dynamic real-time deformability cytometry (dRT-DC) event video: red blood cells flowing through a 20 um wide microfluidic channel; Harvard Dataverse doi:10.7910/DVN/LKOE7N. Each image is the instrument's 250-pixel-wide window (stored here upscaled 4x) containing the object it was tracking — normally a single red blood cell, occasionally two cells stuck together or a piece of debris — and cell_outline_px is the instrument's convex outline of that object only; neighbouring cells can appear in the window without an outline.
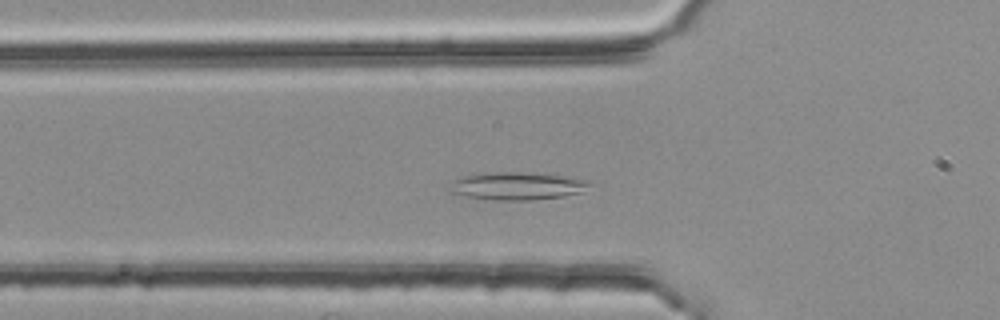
{"species": "common noctule bat (a hibernating species)", "species_latin": "Nyctalus noctula", "temperature_condition": "room temperature", "stored_images_in_passage": 40, "camera_frame_rate_fps": 3000, "um_per_image_px": 0.085, "animal": {"sex": "female", "body_mass_g": 25.1}, "frame": {"image": 1, "passage_image": 11, "time_ms": 3.333, "image_size_px": [1000, 320], "cell_outline_px": [[596, 184], [580, 192], [564, 196], [532, 200], [496, 200], [468, 196], [448, 192], [448, 188], [456, 180], [468, 176], [484, 172], [520, 172], [560, 176], [596, 180]], "centroid_in_image_um": [44.06, 15.81], "position_along_channel_um": 81.7, "area_um2": 22.54}}
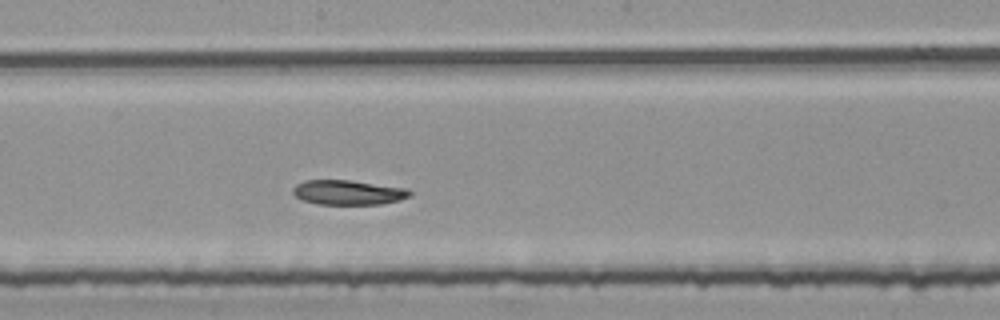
{"frame": {"image": 2, "passage_image": 22, "time_ms": 7.0, "image_size_px": [1000, 320], "cell_outline_px": [[412, 196], [400, 200], [380, 204], [316, 204], [304, 200], [296, 196], [292, 192], [292, 188], [296, 184], [304, 180], [348, 180], [408, 188], [412, 192]], "centroid_in_image_um": [29.61, 16.35], "position_along_channel_um": 218.6, "area_um2": 16.88}}
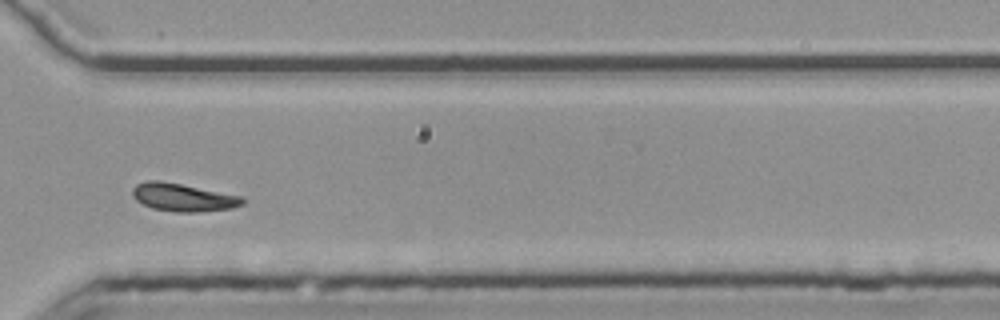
{"frame": {"image": 3, "passage_image": 33, "time_ms": 10.667, "image_size_px": [1000, 320], "cell_outline_px": [[244, 204], [232, 208], [200, 212], [176, 212], [152, 208], [136, 200], [132, 196], [132, 188], [136, 184], [148, 180], [160, 180], [244, 196]], "centroid_in_image_um": [15.57, 16.77], "position_along_channel_um": 355.0, "area_um2": 18.03}}